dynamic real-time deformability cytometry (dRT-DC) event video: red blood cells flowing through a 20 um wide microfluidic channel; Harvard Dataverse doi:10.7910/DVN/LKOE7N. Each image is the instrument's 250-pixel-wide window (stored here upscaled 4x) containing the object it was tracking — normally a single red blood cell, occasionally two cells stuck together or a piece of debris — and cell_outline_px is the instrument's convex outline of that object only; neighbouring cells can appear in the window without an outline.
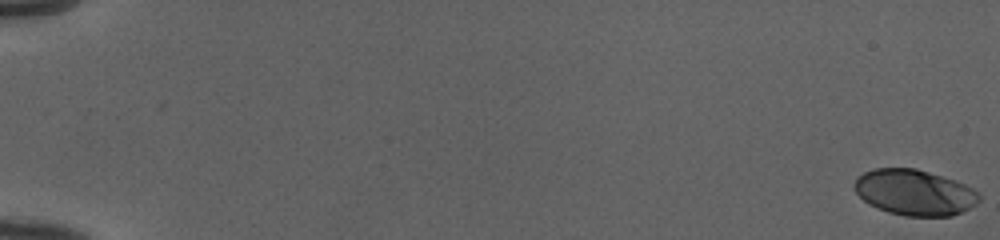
{"species": "human", "species_latin": "Homo sapiens", "temperature_condition": "cold", "stored_images_in_passage": 54, "camera_frame_rate_fps": 3000, "um_per_image_px": 0.085, "donor": {"sex": "female"}, "frame": {"image": 1, "passage_image": 1, "time_ms": 0.0, "image_size_px": [1000, 240], "cell_outline_px": [[980, 200], [976, 204], [952, 216], [904, 216], [888, 212], [876, 208], [868, 204], [856, 192], [852, 184], [856, 176], [872, 168], [916, 168], [956, 180], [980, 192]], "centroid_in_image_um": [77.71, 16.35], "position_along_channel_um": 7.3, "area_um2": 33.58}}
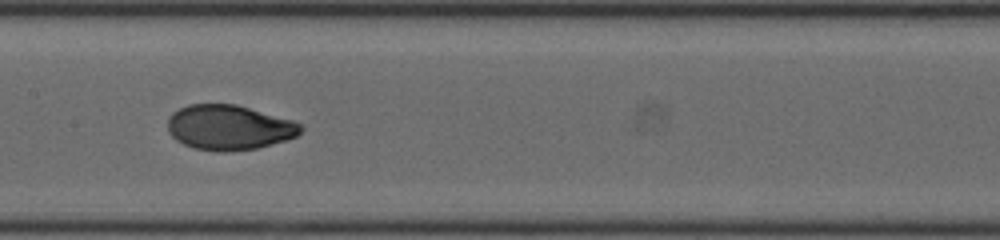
{"frame": {"image": 2, "passage_image": 30, "time_ms": 9.667, "image_size_px": [1000, 240], "cell_outline_px": [[304, 128], [296, 136], [284, 140], [256, 148], [224, 152], [216, 152], [192, 148], [176, 140], [168, 132], [168, 116], [172, 112], [188, 104], [236, 104], [292, 120], [304, 124]], "centroid_in_image_um": [19.44, 10.83], "position_along_channel_um": 188.0, "area_um2": 34.97}}
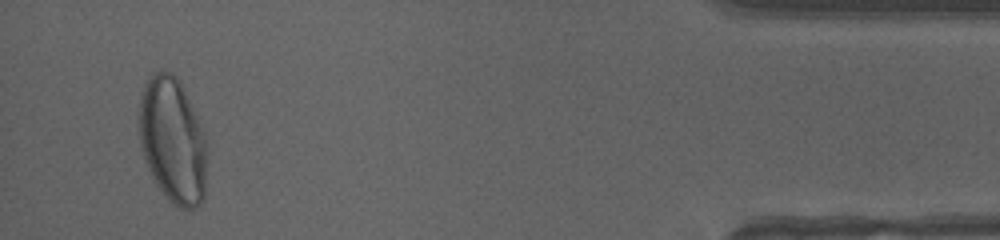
{"frame": {"image": 3, "passage_image": 52, "time_ms": 17.0, "image_size_px": [1000, 240], "cell_outline_px": [[208, 152], [204, 200], [200, 204], [192, 208], [180, 208], [172, 204], [156, 184], [148, 168], [140, 148], [140, 92], [144, 80], [152, 72], [172, 72], [180, 80], [204, 132], [208, 144]], "centroid_in_image_um": [14.7, 11.92], "position_along_channel_um": 420.5, "area_um2": 50.46}, "authors_computed_cell_mechanics": {"area_um2": 34.8823, "velocity_mm_per_s": 3.9864, "shape_relaxation_time_tau1_ms": 3.9103, "shape_relaxation_time_tau2_ms": null, "deformation_change_tau1": 0.2034, "deformation_change_tau2": null}}